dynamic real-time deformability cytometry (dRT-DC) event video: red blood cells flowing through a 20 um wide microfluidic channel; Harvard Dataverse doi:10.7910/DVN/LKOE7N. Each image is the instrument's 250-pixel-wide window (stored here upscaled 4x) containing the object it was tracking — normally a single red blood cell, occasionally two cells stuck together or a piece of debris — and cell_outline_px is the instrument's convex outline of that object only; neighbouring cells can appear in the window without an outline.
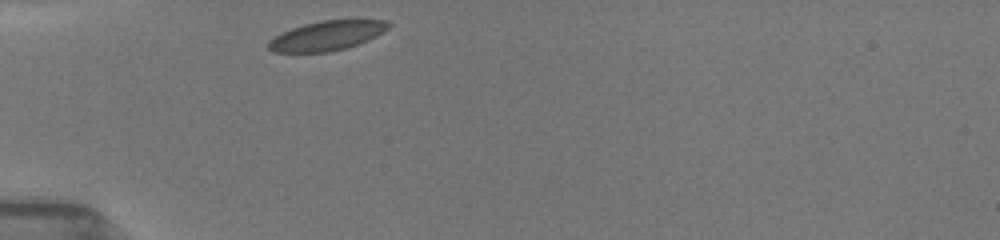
{"species": "common noctule bat (a hibernating species)", "species_latin": "Nyctalus noctula", "temperature_condition": "room temperature", "stored_images_in_passage": 1, "camera_frame_rate_fps": 3000, "um_per_image_px": 0.085, "animal": {"sex": "female", "body_mass_g": 19.5, "forearm_length_mm": 54.1}, "frame": {"image": 1, "passage_image": 1, "time_ms": 0.0, "image_size_px": [1000, 240], "cell_outline_px": [[392, 24], [384, 32], [368, 40], [348, 48], [328, 52], [272, 52], [268, 48], [268, 40], [292, 28], [304, 24], [320, 20], [388, 20]], "centroid_in_image_um": [27.81, 3.03], "position_along_channel_um": 57.2, "area_um2": 20.69}}